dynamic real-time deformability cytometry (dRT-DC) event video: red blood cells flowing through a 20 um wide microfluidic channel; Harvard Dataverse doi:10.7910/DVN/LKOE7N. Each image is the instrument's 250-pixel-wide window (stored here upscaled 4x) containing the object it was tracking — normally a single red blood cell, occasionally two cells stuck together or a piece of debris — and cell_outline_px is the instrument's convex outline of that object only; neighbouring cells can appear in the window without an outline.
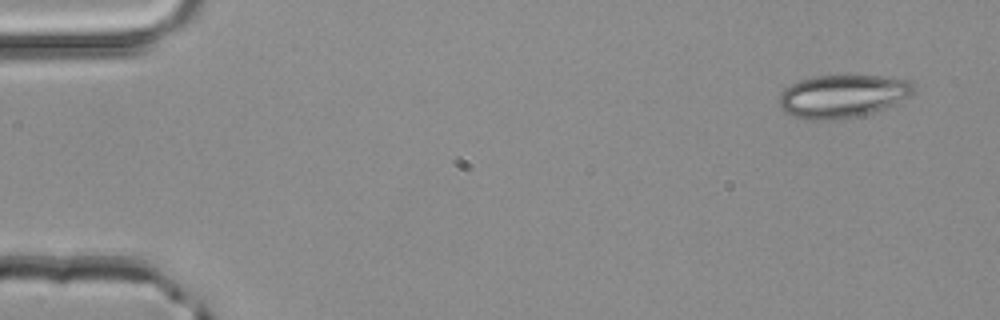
{"species": "common noctule bat (a hibernating species)", "species_latin": "Nyctalus noctula", "temperature_condition": "room temperature", "stored_images_in_passage": 4, "segment_of_instrument_passage": [1, 2], "camera_frame_rate_fps": 3000, "um_per_image_px": 0.085, "animal": {"sex": "male", "body_mass_g": 20.4}, "frame": {"image": 1, "passage_image": 1, "time_ms": 0.0, "image_size_px": [1000, 320], "cell_outline_px": [[916, 88], [912, 96], [884, 108], [872, 112], [856, 116], [832, 120], [808, 120], [792, 116], [784, 112], [780, 108], [780, 92], [784, 88], [800, 80], [816, 76], [880, 76], [912, 80], [916, 84]], "centroid_in_image_um": [71.64, 8.17], "position_along_channel_um": 13.4, "area_um2": 33.81}}